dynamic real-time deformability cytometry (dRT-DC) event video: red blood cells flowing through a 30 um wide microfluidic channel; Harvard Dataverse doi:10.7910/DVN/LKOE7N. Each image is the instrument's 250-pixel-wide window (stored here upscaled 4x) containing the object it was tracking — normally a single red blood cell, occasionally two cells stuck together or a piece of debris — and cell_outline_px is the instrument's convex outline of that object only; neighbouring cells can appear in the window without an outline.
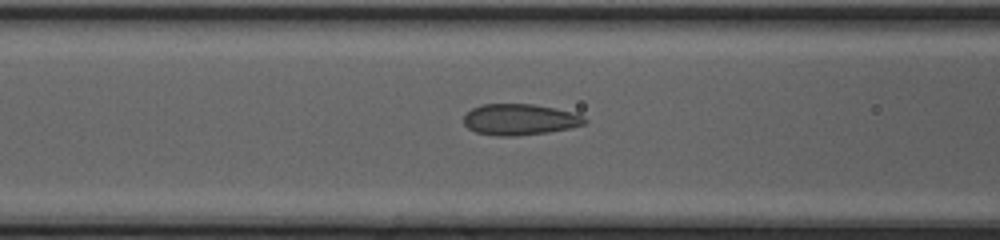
{"species": "common noctule bat (a hibernating species)", "species_latin": "Nyctalus noctula", "temperature_condition": "cold", "stored_images_in_passage": 39, "camera_frame_rate_fps": 3000, "um_per_image_px": 0.085, "animal": {"sex": "female", "body_mass_g": 20.0, "forearm_length_mm": 54.0}, "frame": {"image": 1, "passage_image": 15, "time_ms": 4.667, "image_size_px": [1000, 240], "cell_outline_px": [[588, 120], [584, 124], [572, 128], [548, 132], [516, 136], [496, 136], [476, 132], [468, 128], [464, 124], [464, 116], [472, 108], [480, 104], [532, 104], [556, 108], [576, 112], [584, 116]], "centroid_in_image_um": [44.22, 10.15], "position_along_channel_um": 122.4, "area_um2": 22.2}}
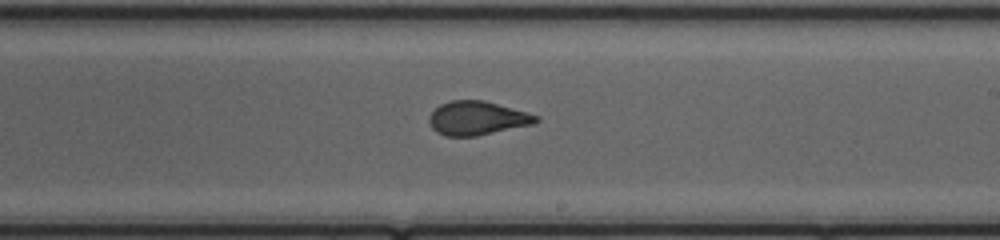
{"frame": {"image": 2, "passage_image": 24, "time_ms": 7.667, "image_size_px": [1000, 240], "cell_outline_px": [[540, 120], [536, 124], [476, 136], [444, 136], [436, 132], [432, 128], [428, 120], [428, 116], [440, 104], [452, 100], [484, 100], [528, 112], [540, 116]], "centroid_in_image_um": [40.59, 10.05], "position_along_channel_um": 248.4, "area_um2": 21.33}}
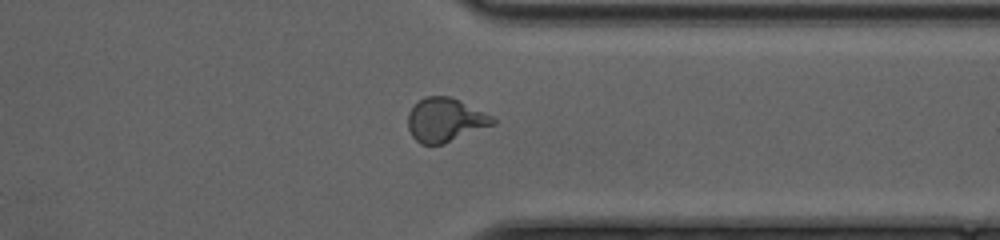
{"frame": {"image": 3, "passage_image": 33, "time_ms": 10.667, "image_size_px": [1000, 240], "cell_outline_px": [[496, 124], [444, 144], [420, 144], [412, 136], [408, 128], [408, 112], [424, 96], [448, 96], [460, 100], [492, 116], [496, 120]], "centroid_in_image_um": [37.85, 10.2], "position_along_channel_um": 373.5, "area_um2": 21.68}, "authors_computed_cell_mechanics": {"area_um2": 21.6172, "velocity_mm_per_s": 4.2081, "shape_relaxation_time_tau1_ms": 6.7514, "shape_relaxation_time_tau2_ms": 0.862, "deformation_change_tau1": 0.1867, "deformation_change_tau2": 0.0715}}